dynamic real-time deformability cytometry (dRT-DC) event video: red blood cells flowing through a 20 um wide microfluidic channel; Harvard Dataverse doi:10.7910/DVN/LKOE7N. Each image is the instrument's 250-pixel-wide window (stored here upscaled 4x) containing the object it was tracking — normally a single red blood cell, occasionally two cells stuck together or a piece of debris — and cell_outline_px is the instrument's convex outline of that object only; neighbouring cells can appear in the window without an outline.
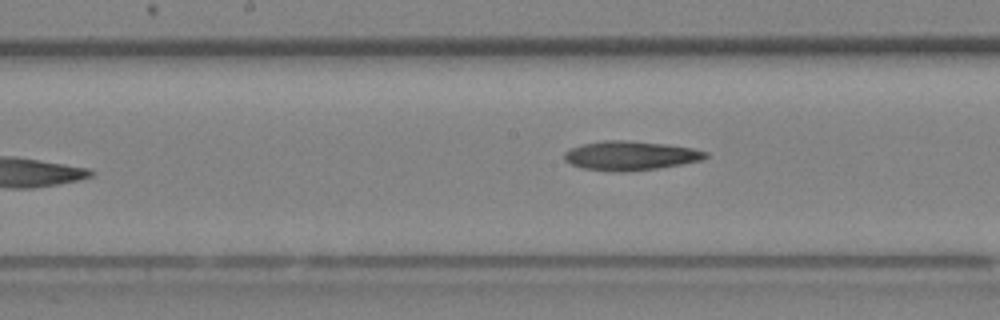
{"species": "Egyptian fruit bat (a non-hibernating species)", "species_latin": "Rousettus aegyptiacus", "temperature_condition": "room temperature", "stored_images_in_passage": 16, "camera_frame_rate_fps": 3000, "um_per_image_px": 0.085, "animal": {"sex": "female"}, "frame": {"image": 1, "passage_image": 16, "time_ms": 5.0, "image_size_px": [1000, 320], "cell_outline_px": [[708, 156], [704, 160], [656, 168], [584, 168], [572, 164], [564, 160], [564, 152], [568, 148], [584, 144], [604, 140], [628, 140], [668, 144], [692, 148], [708, 152]], "centroid_in_image_um": [53.63, 13.16], "position_along_channel_um": 194.6, "area_um2": 22.89}}